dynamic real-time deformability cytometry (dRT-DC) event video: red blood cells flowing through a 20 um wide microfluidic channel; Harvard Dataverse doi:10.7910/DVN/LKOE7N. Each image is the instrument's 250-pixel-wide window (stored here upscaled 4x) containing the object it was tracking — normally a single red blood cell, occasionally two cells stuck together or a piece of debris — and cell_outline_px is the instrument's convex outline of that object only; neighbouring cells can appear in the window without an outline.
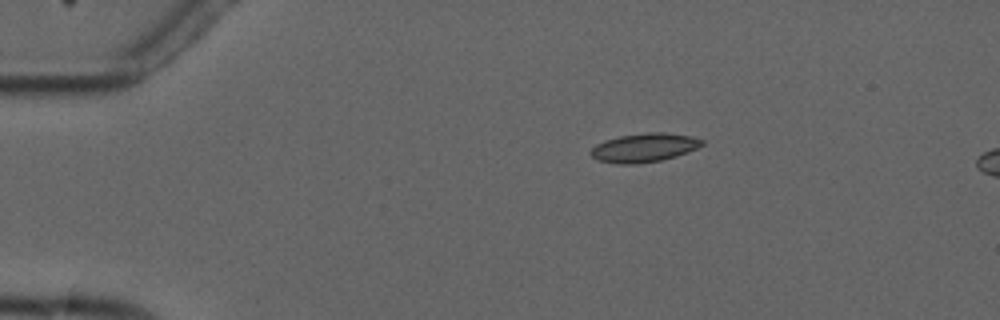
{"species": "common noctule bat (a hibernating species)", "species_latin": "Nyctalus noctula", "temperature_condition": "cold", "stored_images_in_passage": 6, "camera_frame_rate_fps": 3000, "um_per_image_px": 0.085, "animal": {"sex": "male", "forearm_length_mm": 52.5}, "frame": {"image": 1, "passage_image": 3, "time_ms": 2.333, "image_size_px": [1000, 320], "cell_outline_px": [[704, 144], [688, 152], [676, 156], [660, 160], [636, 164], [616, 164], [600, 160], [592, 156], [588, 152], [596, 144], [604, 140], [620, 136], [648, 132], [664, 132], [692, 136], [704, 140]], "centroid_in_image_um": [54.75, 12.54], "position_along_channel_um": 30.2, "area_um2": 18.67}}
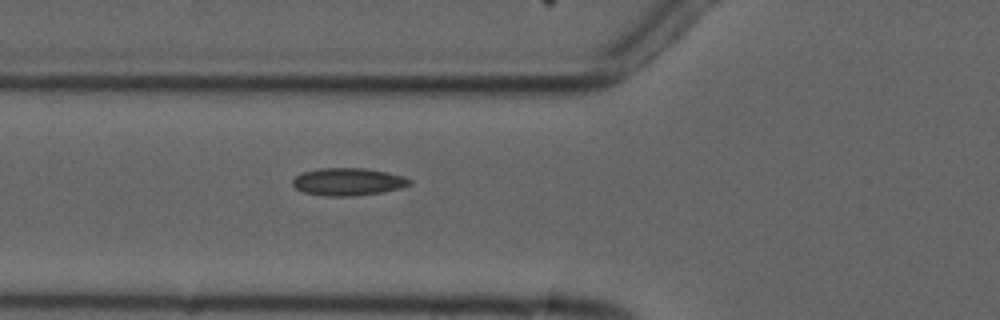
{"frame": {"image": 2, "passage_image": 6, "time_ms": 5.667, "image_size_px": [1000, 320], "cell_outline_px": [[412, 184], [400, 188], [384, 192], [356, 196], [324, 196], [304, 192], [296, 188], [292, 184], [292, 180], [296, 176], [304, 172], [320, 168], [364, 168], [388, 172], [404, 176], [412, 180]], "centroid_in_image_um": [29.62, 15.45], "position_along_channel_um": 96.2, "area_um2": 18.9}}